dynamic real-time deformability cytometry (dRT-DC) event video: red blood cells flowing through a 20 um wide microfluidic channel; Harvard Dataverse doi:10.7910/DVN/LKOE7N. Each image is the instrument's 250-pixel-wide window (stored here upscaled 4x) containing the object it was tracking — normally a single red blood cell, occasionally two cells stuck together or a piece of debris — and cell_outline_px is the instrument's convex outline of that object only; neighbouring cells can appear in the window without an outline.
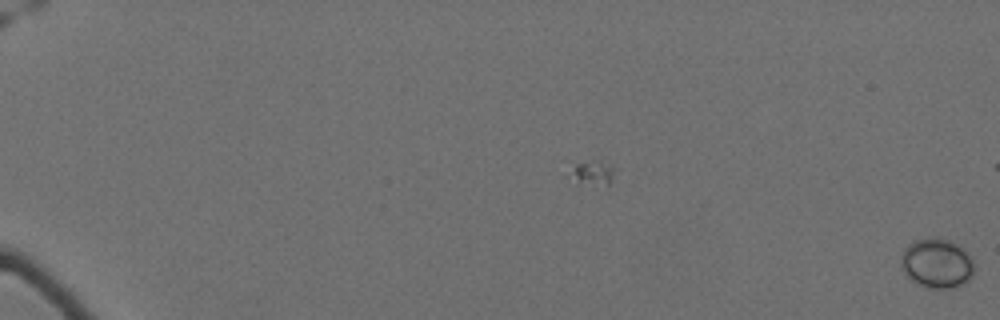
{"species": "Egyptian fruit bat (a non-hibernating species)", "species_latin": "Rousettus aegyptiacus", "temperature_condition": "cold", "stored_images_in_passage": 7, "camera_frame_rate_fps": 3000, "um_per_image_px": 0.085, "animal": {"sex": "female"}, "frame": {"image": 1, "passage_image": 7, "time_ms": 2.0, "image_size_px": [1000, 320], "cell_outline_px": [[972, 276], [968, 280], [952, 288], [928, 288], [912, 280], [904, 272], [900, 264], [900, 256], [904, 248], [908, 244], [916, 240], [928, 236], [936, 236], [948, 240], [956, 244], [972, 256]], "centroid_in_image_um": [79.59, 22.34], "position_along_channel_um": 5.4, "area_um2": 21.15}}